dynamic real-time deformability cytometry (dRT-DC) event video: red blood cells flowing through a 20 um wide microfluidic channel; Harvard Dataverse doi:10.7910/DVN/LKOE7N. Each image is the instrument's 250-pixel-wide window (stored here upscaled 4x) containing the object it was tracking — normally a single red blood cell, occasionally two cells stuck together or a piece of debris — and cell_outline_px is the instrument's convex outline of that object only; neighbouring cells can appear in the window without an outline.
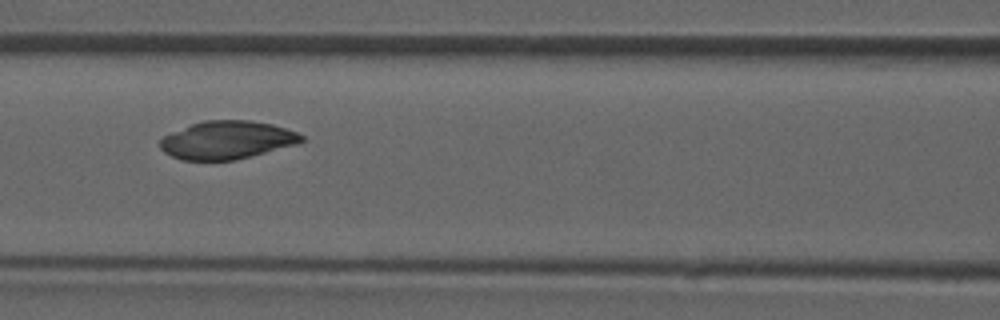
{"species": "common noctule bat (a hibernating species)", "species_latin": "Nyctalus noctula", "temperature_condition": "room temperature", "stored_images_in_passage": 47, "camera_frame_rate_fps": 3000, "um_per_image_px": 0.085, "animal": {"sex": "male", "forearm_length_mm": 52.5}, "frame": {"image": 1, "passage_image": 21, "time_ms": 6.667, "image_size_px": [1000, 320], "cell_outline_px": [[304, 140], [296, 144], [232, 160], [180, 160], [164, 152], [160, 148], [160, 140], [164, 136], [172, 132], [192, 124], [204, 120], [252, 120], [272, 124], [296, 132], [304, 136]], "centroid_in_image_um": [19.27, 11.89], "position_along_channel_um": 147.3, "area_um2": 30.98}}